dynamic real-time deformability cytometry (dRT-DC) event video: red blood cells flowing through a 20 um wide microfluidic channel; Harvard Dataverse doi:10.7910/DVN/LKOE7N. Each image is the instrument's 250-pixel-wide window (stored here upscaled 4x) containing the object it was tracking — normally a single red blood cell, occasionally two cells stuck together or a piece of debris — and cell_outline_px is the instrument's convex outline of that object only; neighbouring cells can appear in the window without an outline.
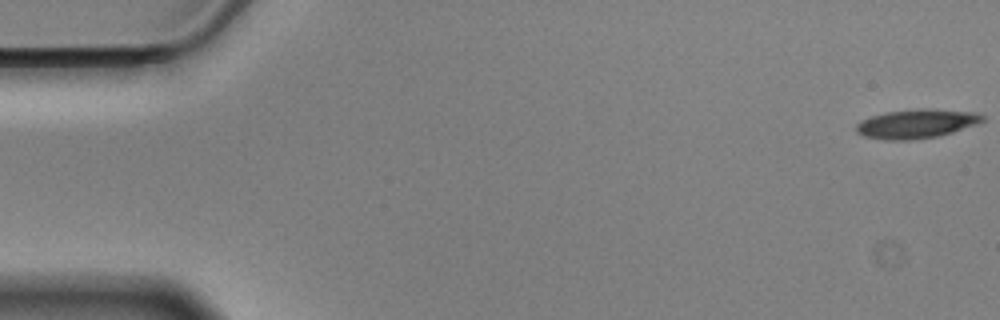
{"species": "Egyptian fruit bat (a non-hibernating species)", "species_latin": "Rousettus aegyptiacus", "temperature_condition": "cold", "stored_images_in_passage": 57, "camera_frame_rate_fps": 3000, "um_per_image_px": 0.085, "animal": {"sex": "male"}, "frame": {"image": 1, "passage_image": 1, "time_ms": 0.0, "image_size_px": [1000, 320], "cell_outline_px": [[984, 120], [976, 124], [952, 132], [936, 136], [908, 140], [888, 140], [864, 136], [856, 132], [856, 124], [860, 120], [884, 112], [916, 108], [936, 108], [976, 112], [984, 116]], "centroid_in_image_um": [77.89, 10.49], "position_along_channel_um": 7.1, "area_um2": 21.5}}
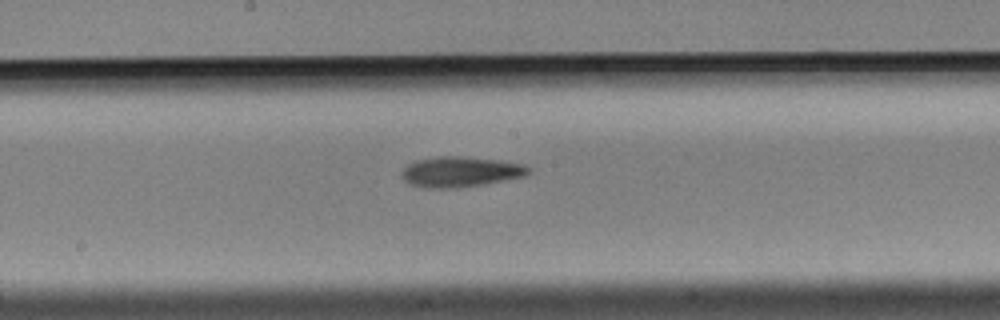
{"frame": {"image": 2, "passage_image": 30, "time_ms": 9.667, "image_size_px": [1000, 320], "cell_outline_px": [[532, 172], [528, 176], [484, 184], [456, 188], [428, 188], [412, 184], [404, 180], [400, 176], [400, 172], [408, 164], [416, 160], [440, 156], [460, 156], [496, 160], [524, 164]], "centroid_in_image_um": [39.15, 14.61], "position_along_channel_um": 209.0, "area_um2": 22.48}}
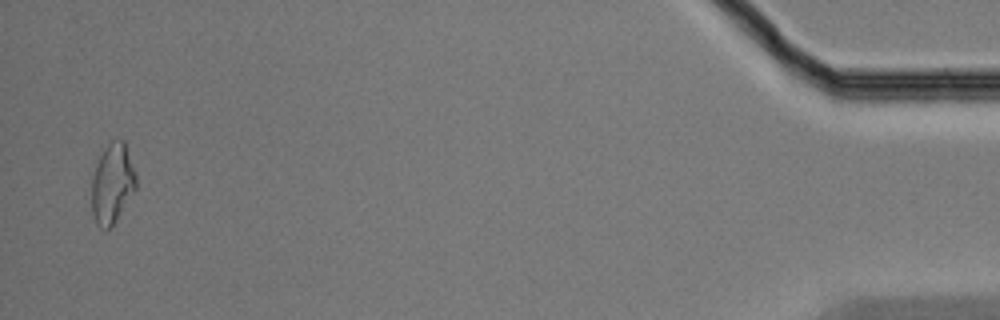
{"frame": {"image": 3, "passage_image": 56, "time_ms": 18.333, "image_size_px": [1000, 320], "cell_outline_px": [[136, 188], [116, 220], [108, 228], [100, 228], [96, 224], [92, 212], [92, 176], [100, 156], [108, 144], [112, 140], [124, 140], [136, 176]], "centroid_in_image_um": [9.54, 15.61], "position_along_channel_um": 425.7, "area_um2": 20.23}, "authors_computed_cell_mechanics": {"area_um2": 20.9236, "velocity_mm_per_s": 3.5113, "shape_relaxation_time_tau1_ms": 7.4659, "shape_relaxation_time_tau2_ms": 9.5626, "deformation_change_tau1": 0.1851, "deformation_change_tau2": 0.2352}}